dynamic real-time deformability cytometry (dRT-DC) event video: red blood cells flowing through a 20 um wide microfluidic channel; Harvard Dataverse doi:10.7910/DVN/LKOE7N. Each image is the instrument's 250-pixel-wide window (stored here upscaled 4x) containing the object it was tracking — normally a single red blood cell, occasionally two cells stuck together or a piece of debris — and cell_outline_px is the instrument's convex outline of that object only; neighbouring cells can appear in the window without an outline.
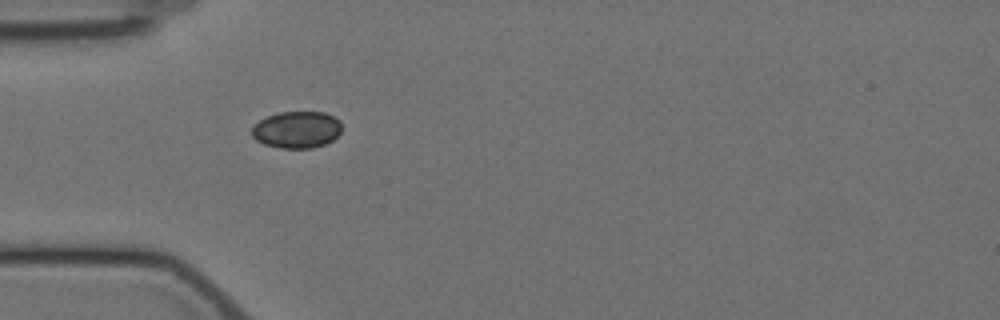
{"species": "Egyptian fruit bat (a non-hibernating species)", "species_latin": "Rousettus aegyptiacus", "temperature_condition": "cold", "stored_images_in_passage": 4, "camera_frame_rate_fps": 3000, "um_per_image_px": 0.085, "animal": {"sex": "female"}, "frame": {"image": 1, "passage_image": 1, "time_ms": 0.0, "image_size_px": [1000, 320], "cell_outline_px": [[340, 132], [332, 140], [324, 144], [312, 148], [280, 148], [264, 144], [256, 140], [252, 136], [252, 128], [260, 120], [268, 116], [280, 112], [324, 112], [340, 120]], "centroid_in_image_um": [25.22, 11.02], "position_along_channel_um": 59.8, "area_um2": 19.13}}